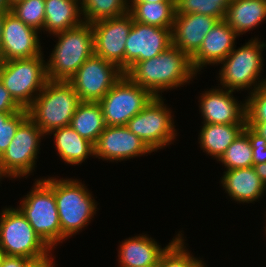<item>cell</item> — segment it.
<instances>
[{"label":"cell","mask_w":266,"mask_h":267,"mask_svg":"<svg viewBox=\"0 0 266 267\" xmlns=\"http://www.w3.org/2000/svg\"><path fill=\"white\" fill-rule=\"evenodd\" d=\"M30 259L21 256L5 255L1 267H26Z\"/></svg>","instance_id":"37"},{"label":"cell","mask_w":266,"mask_h":267,"mask_svg":"<svg viewBox=\"0 0 266 267\" xmlns=\"http://www.w3.org/2000/svg\"><path fill=\"white\" fill-rule=\"evenodd\" d=\"M19 209L42 240L53 250L67 238L62 234L56 200L53 192V178L37 179Z\"/></svg>","instance_id":"4"},{"label":"cell","mask_w":266,"mask_h":267,"mask_svg":"<svg viewBox=\"0 0 266 267\" xmlns=\"http://www.w3.org/2000/svg\"><path fill=\"white\" fill-rule=\"evenodd\" d=\"M253 168L256 171V174L261 179V181L266 186V162H263V163H260V164H254Z\"/></svg>","instance_id":"40"},{"label":"cell","mask_w":266,"mask_h":267,"mask_svg":"<svg viewBox=\"0 0 266 267\" xmlns=\"http://www.w3.org/2000/svg\"><path fill=\"white\" fill-rule=\"evenodd\" d=\"M132 24L133 17L129 12L91 24L94 35V54L116 64L124 72L125 44Z\"/></svg>","instance_id":"13"},{"label":"cell","mask_w":266,"mask_h":267,"mask_svg":"<svg viewBox=\"0 0 266 267\" xmlns=\"http://www.w3.org/2000/svg\"><path fill=\"white\" fill-rule=\"evenodd\" d=\"M266 19V0H231L224 21L240 36Z\"/></svg>","instance_id":"23"},{"label":"cell","mask_w":266,"mask_h":267,"mask_svg":"<svg viewBox=\"0 0 266 267\" xmlns=\"http://www.w3.org/2000/svg\"><path fill=\"white\" fill-rule=\"evenodd\" d=\"M219 21L218 18L198 13L175 14L171 29L172 45L191 58L200 48L205 35Z\"/></svg>","instance_id":"18"},{"label":"cell","mask_w":266,"mask_h":267,"mask_svg":"<svg viewBox=\"0 0 266 267\" xmlns=\"http://www.w3.org/2000/svg\"><path fill=\"white\" fill-rule=\"evenodd\" d=\"M54 135V143L59 157L67 164L79 165L94 156V144L81 137L72 127L65 126L48 133Z\"/></svg>","instance_id":"24"},{"label":"cell","mask_w":266,"mask_h":267,"mask_svg":"<svg viewBox=\"0 0 266 267\" xmlns=\"http://www.w3.org/2000/svg\"><path fill=\"white\" fill-rule=\"evenodd\" d=\"M116 64L91 55L68 80L81 102H99L123 76Z\"/></svg>","instance_id":"12"},{"label":"cell","mask_w":266,"mask_h":267,"mask_svg":"<svg viewBox=\"0 0 266 267\" xmlns=\"http://www.w3.org/2000/svg\"><path fill=\"white\" fill-rule=\"evenodd\" d=\"M212 88L199 98V109L203 124H246V100L237 102L233 92L227 89Z\"/></svg>","instance_id":"17"},{"label":"cell","mask_w":266,"mask_h":267,"mask_svg":"<svg viewBox=\"0 0 266 267\" xmlns=\"http://www.w3.org/2000/svg\"><path fill=\"white\" fill-rule=\"evenodd\" d=\"M239 36L224 20L219 21L206 35L198 51L191 57L196 73L204 66L220 64L234 49Z\"/></svg>","instance_id":"19"},{"label":"cell","mask_w":266,"mask_h":267,"mask_svg":"<svg viewBox=\"0 0 266 267\" xmlns=\"http://www.w3.org/2000/svg\"><path fill=\"white\" fill-rule=\"evenodd\" d=\"M10 7L7 0H0V12H9Z\"/></svg>","instance_id":"42"},{"label":"cell","mask_w":266,"mask_h":267,"mask_svg":"<svg viewBox=\"0 0 266 267\" xmlns=\"http://www.w3.org/2000/svg\"><path fill=\"white\" fill-rule=\"evenodd\" d=\"M133 20L142 24L172 29L176 14L175 2L128 3Z\"/></svg>","instance_id":"27"},{"label":"cell","mask_w":266,"mask_h":267,"mask_svg":"<svg viewBox=\"0 0 266 267\" xmlns=\"http://www.w3.org/2000/svg\"><path fill=\"white\" fill-rule=\"evenodd\" d=\"M14 113H4L0 112V128H1V121H7Z\"/></svg>","instance_id":"44"},{"label":"cell","mask_w":266,"mask_h":267,"mask_svg":"<svg viewBox=\"0 0 266 267\" xmlns=\"http://www.w3.org/2000/svg\"><path fill=\"white\" fill-rule=\"evenodd\" d=\"M81 137L95 144L106 125L98 102H81L70 122Z\"/></svg>","instance_id":"26"},{"label":"cell","mask_w":266,"mask_h":267,"mask_svg":"<svg viewBox=\"0 0 266 267\" xmlns=\"http://www.w3.org/2000/svg\"><path fill=\"white\" fill-rule=\"evenodd\" d=\"M4 257H5V254H4V252L0 249V267H1V265H2V262H3Z\"/></svg>","instance_id":"47"},{"label":"cell","mask_w":266,"mask_h":267,"mask_svg":"<svg viewBox=\"0 0 266 267\" xmlns=\"http://www.w3.org/2000/svg\"><path fill=\"white\" fill-rule=\"evenodd\" d=\"M28 117L27 109L14 113L7 121H1L0 128V157L10 145L19 125Z\"/></svg>","instance_id":"34"},{"label":"cell","mask_w":266,"mask_h":267,"mask_svg":"<svg viewBox=\"0 0 266 267\" xmlns=\"http://www.w3.org/2000/svg\"><path fill=\"white\" fill-rule=\"evenodd\" d=\"M181 235L167 248L159 259V267H192L199 259L186 250Z\"/></svg>","instance_id":"32"},{"label":"cell","mask_w":266,"mask_h":267,"mask_svg":"<svg viewBox=\"0 0 266 267\" xmlns=\"http://www.w3.org/2000/svg\"><path fill=\"white\" fill-rule=\"evenodd\" d=\"M10 12L27 26L37 31L43 30L45 20V0H22L10 7Z\"/></svg>","instance_id":"31"},{"label":"cell","mask_w":266,"mask_h":267,"mask_svg":"<svg viewBox=\"0 0 266 267\" xmlns=\"http://www.w3.org/2000/svg\"><path fill=\"white\" fill-rule=\"evenodd\" d=\"M39 31L27 26L10 11L5 12L0 48V61L31 58L41 55Z\"/></svg>","instance_id":"15"},{"label":"cell","mask_w":266,"mask_h":267,"mask_svg":"<svg viewBox=\"0 0 266 267\" xmlns=\"http://www.w3.org/2000/svg\"><path fill=\"white\" fill-rule=\"evenodd\" d=\"M0 249L5 255L30 260L42 258L52 251L18 207L4 208L0 214Z\"/></svg>","instance_id":"8"},{"label":"cell","mask_w":266,"mask_h":267,"mask_svg":"<svg viewBox=\"0 0 266 267\" xmlns=\"http://www.w3.org/2000/svg\"><path fill=\"white\" fill-rule=\"evenodd\" d=\"M266 44L254 38L249 40L245 45L234 49L221 62L223 65L219 71V80L223 89L230 91H240L253 89L254 92L260 85L266 83V78L260 81V74L263 70L264 59L262 51ZM258 80V82L256 81Z\"/></svg>","instance_id":"6"},{"label":"cell","mask_w":266,"mask_h":267,"mask_svg":"<svg viewBox=\"0 0 266 267\" xmlns=\"http://www.w3.org/2000/svg\"><path fill=\"white\" fill-rule=\"evenodd\" d=\"M42 130L27 117L18 127L10 145L0 157V173L4 177L29 176L36 165Z\"/></svg>","instance_id":"10"},{"label":"cell","mask_w":266,"mask_h":267,"mask_svg":"<svg viewBox=\"0 0 266 267\" xmlns=\"http://www.w3.org/2000/svg\"><path fill=\"white\" fill-rule=\"evenodd\" d=\"M22 0H7L9 7L13 6L14 4L20 2Z\"/></svg>","instance_id":"46"},{"label":"cell","mask_w":266,"mask_h":267,"mask_svg":"<svg viewBox=\"0 0 266 267\" xmlns=\"http://www.w3.org/2000/svg\"><path fill=\"white\" fill-rule=\"evenodd\" d=\"M53 36L58 37V41L46 62L47 78L52 81H68L94 54L92 25L83 22Z\"/></svg>","instance_id":"3"},{"label":"cell","mask_w":266,"mask_h":267,"mask_svg":"<svg viewBox=\"0 0 266 267\" xmlns=\"http://www.w3.org/2000/svg\"><path fill=\"white\" fill-rule=\"evenodd\" d=\"M80 103L78 94L68 81L48 80L27 108L28 117L48 135L55 129L69 126Z\"/></svg>","instance_id":"2"},{"label":"cell","mask_w":266,"mask_h":267,"mask_svg":"<svg viewBox=\"0 0 266 267\" xmlns=\"http://www.w3.org/2000/svg\"><path fill=\"white\" fill-rule=\"evenodd\" d=\"M153 98L146 88H142L123 74L98 103L106 126H124Z\"/></svg>","instance_id":"9"},{"label":"cell","mask_w":266,"mask_h":267,"mask_svg":"<svg viewBox=\"0 0 266 267\" xmlns=\"http://www.w3.org/2000/svg\"><path fill=\"white\" fill-rule=\"evenodd\" d=\"M83 21L94 23L129 12L128 0H80Z\"/></svg>","instance_id":"28"},{"label":"cell","mask_w":266,"mask_h":267,"mask_svg":"<svg viewBox=\"0 0 266 267\" xmlns=\"http://www.w3.org/2000/svg\"><path fill=\"white\" fill-rule=\"evenodd\" d=\"M4 16H5V12H0V48L2 44V31H3V24H4Z\"/></svg>","instance_id":"43"},{"label":"cell","mask_w":266,"mask_h":267,"mask_svg":"<svg viewBox=\"0 0 266 267\" xmlns=\"http://www.w3.org/2000/svg\"><path fill=\"white\" fill-rule=\"evenodd\" d=\"M246 124H203L198 140L201 149L217 159L240 135Z\"/></svg>","instance_id":"25"},{"label":"cell","mask_w":266,"mask_h":267,"mask_svg":"<svg viewBox=\"0 0 266 267\" xmlns=\"http://www.w3.org/2000/svg\"><path fill=\"white\" fill-rule=\"evenodd\" d=\"M0 80L12 98L27 109L48 81L43 54L0 61Z\"/></svg>","instance_id":"7"},{"label":"cell","mask_w":266,"mask_h":267,"mask_svg":"<svg viewBox=\"0 0 266 267\" xmlns=\"http://www.w3.org/2000/svg\"><path fill=\"white\" fill-rule=\"evenodd\" d=\"M124 74L154 97H161L160 92L162 94L189 83L197 73L192 67L191 58L171 45L156 57L135 62Z\"/></svg>","instance_id":"1"},{"label":"cell","mask_w":266,"mask_h":267,"mask_svg":"<svg viewBox=\"0 0 266 267\" xmlns=\"http://www.w3.org/2000/svg\"><path fill=\"white\" fill-rule=\"evenodd\" d=\"M172 45L171 29L133 20L125 44V71L135 62L158 56Z\"/></svg>","instance_id":"14"},{"label":"cell","mask_w":266,"mask_h":267,"mask_svg":"<svg viewBox=\"0 0 266 267\" xmlns=\"http://www.w3.org/2000/svg\"><path fill=\"white\" fill-rule=\"evenodd\" d=\"M80 0H45V20L43 30L51 35L81 25Z\"/></svg>","instance_id":"22"},{"label":"cell","mask_w":266,"mask_h":267,"mask_svg":"<svg viewBox=\"0 0 266 267\" xmlns=\"http://www.w3.org/2000/svg\"><path fill=\"white\" fill-rule=\"evenodd\" d=\"M23 108L12 98L0 80V112L16 113Z\"/></svg>","instance_id":"36"},{"label":"cell","mask_w":266,"mask_h":267,"mask_svg":"<svg viewBox=\"0 0 266 267\" xmlns=\"http://www.w3.org/2000/svg\"><path fill=\"white\" fill-rule=\"evenodd\" d=\"M144 267H159V262L153 265H148V266H144Z\"/></svg>","instance_id":"48"},{"label":"cell","mask_w":266,"mask_h":267,"mask_svg":"<svg viewBox=\"0 0 266 267\" xmlns=\"http://www.w3.org/2000/svg\"><path fill=\"white\" fill-rule=\"evenodd\" d=\"M225 192L239 203H253L264 195L266 186L256 174L253 166L226 170L221 179Z\"/></svg>","instance_id":"21"},{"label":"cell","mask_w":266,"mask_h":267,"mask_svg":"<svg viewBox=\"0 0 266 267\" xmlns=\"http://www.w3.org/2000/svg\"><path fill=\"white\" fill-rule=\"evenodd\" d=\"M231 0H175L176 14H203L224 20Z\"/></svg>","instance_id":"30"},{"label":"cell","mask_w":266,"mask_h":267,"mask_svg":"<svg viewBox=\"0 0 266 267\" xmlns=\"http://www.w3.org/2000/svg\"><path fill=\"white\" fill-rule=\"evenodd\" d=\"M206 264H204V261L202 262V260H198L192 267H206Z\"/></svg>","instance_id":"45"},{"label":"cell","mask_w":266,"mask_h":267,"mask_svg":"<svg viewBox=\"0 0 266 267\" xmlns=\"http://www.w3.org/2000/svg\"><path fill=\"white\" fill-rule=\"evenodd\" d=\"M180 233L164 248H161L154 239L149 238L146 234L125 239L119 246V267H144L158 263L161 255L181 235Z\"/></svg>","instance_id":"20"},{"label":"cell","mask_w":266,"mask_h":267,"mask_svg":"<svg viewBox=\"0 0 266 267\" xmlns=\"http://www.w3.org/2000/svg\"><path fill=\"white\" fill-rule=\"evenodd\" d=\"M153 152L124 126H106L94 144V156L109 161H125Z\"/></svg>","instance_id":"16"},{"label":"cell","mask_w":266,"mask_h":267,"mask_svg":"<svg viewBox=\"0 0 266 267\" xmlns=\"http://www.w3.org/2000/svg\"><path fill=\"white\" fill-rule=\"evenodd\" d=\"M163 100L162 97H154L126 125L153 152L170 145L177 136L172 111L164 104Z\"/></svg>","instance_id":"11"},{"label":"cell","mask_w":266,"mask_h":267,"mask_svg":"<svg viewBox=\"0 0 266 267\" xmlns=\"http://www.w3.org/2000/svg\"><path fill=\"white\" fill-rule=\"evenodd\" d=\"M48 254L42 258L31 260L26 267H55L53 263L54 258Z\"/></svg>","instance_id":"38"},{"label":"cell","mask_w":266,"mask_h":267,"mask_svg":"<svg viewBox=\"0 0 266 267\" xmlns=\"http://www.w3.org/2000/svg\"><path fill=\"white\" fill-rule=\"evenodd\" d=\"M253 151L248 136L242 131L218 160L226 170L253 166Z\"/></svg>","instance_id":"29"},{"label":"cell","mask_w":266,"mask_h":267,"mask_svg":"<svg viewBox=\"0 0 266 267\" xmlns=\"http://www.w3.org/2000/svg\"><path fill=\"white\" fill-rule=\"evenodd\" d=\"M86 187L76 179L58 180L53 177L61 231L67 239L87 226L97 211V202Z\"/></svg>","instance_id":"5"},{"label":"cell","mask_w":266,"mask_h":267,"mask_svg":"<svg viewBox=\"0 0 266 267\" xmlns=\"http://www.w3.org/2000/svg\"><path fill=\"white\" fill-rule=\"evenodd\" d=\"M146 3V2H175V0H128V3Z\"/></svg>","instance_id":"41"},{"label":"cell","mask_w":266,"mask_h":267,"mask_svg":"<svg viewBox=\"0 0 266 267\" xmlns=\"http://www.w3.org/2000/svg\"><path fill=\"white\" fill-rule=\"evenodd\" d=\"M246 124L266 140V122H246Z\"/></svg>","instance_id":"39"},{"label":"cell","mask_w":266,"mask_h":267,"mask_svg":"<svg viewBox=\"0 0 266 267\" xmlns=\"http://www.w3.org/2000/svg\"><path fill=\"white\" fill-rule=\"evenodd\" d=\"M243 132L248 136L251 143L253 165L266 162V140L248 124L244 126Z\"/></svg>","instance_id":"35"},{"label":"cell","mask_w":266,"mask_h":267,"mask_svg":"<svg viewBox=\"0 0 266 267\" xmlns=\"http://www.w3.org/2000/svg\"><path fill=\"white\" fill-rule=\"evenodd\" d=\"M246 99V122H266V83Z\"/></svg>","instance_id":"33"}]
</instances>
